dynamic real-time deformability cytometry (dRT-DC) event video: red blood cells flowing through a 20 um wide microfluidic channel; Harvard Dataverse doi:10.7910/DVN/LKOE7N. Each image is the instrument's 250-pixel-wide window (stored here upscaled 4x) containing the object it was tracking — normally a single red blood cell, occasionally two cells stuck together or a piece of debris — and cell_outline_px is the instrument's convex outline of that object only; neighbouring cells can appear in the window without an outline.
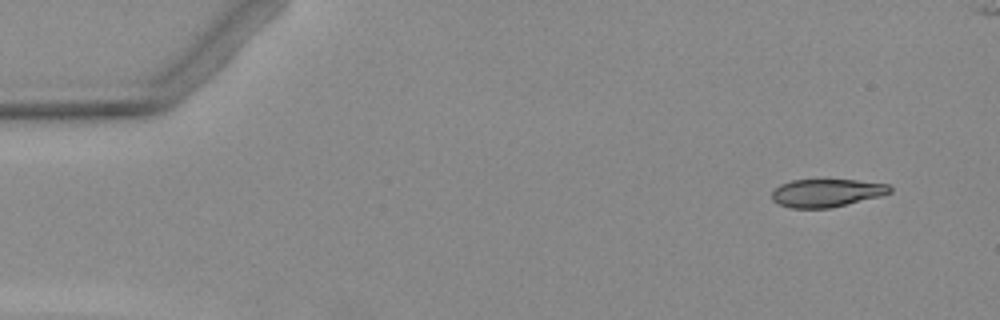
{"species": "Egyptian fruit bat (a non-hibernating species)", "species_latin": "Rousettus aegyptiacus", "temperature_condition": "warm", "stored_images_in_passage": 5, "camera_frame_rate_fps": 3000, "um_per_image_px": 0.085, "animal": {"sex": "female"}, "frame": {"image": 1, "passage_image": 5, "time_ms": 6.0, "image_size_px": [1000, 320], "cell_outline_px": [[892, 192], [880, 196], [828, 208], [792, 208], [780, 204], [772, 200], [772, 192], [780, 184], [792, 180], [856, 180], [888, 184], [892, 188]], "centroid_in_image_um": [70.26, 16.39], "position_along_channel_um": 14.7, "area_um2": 19.02}}